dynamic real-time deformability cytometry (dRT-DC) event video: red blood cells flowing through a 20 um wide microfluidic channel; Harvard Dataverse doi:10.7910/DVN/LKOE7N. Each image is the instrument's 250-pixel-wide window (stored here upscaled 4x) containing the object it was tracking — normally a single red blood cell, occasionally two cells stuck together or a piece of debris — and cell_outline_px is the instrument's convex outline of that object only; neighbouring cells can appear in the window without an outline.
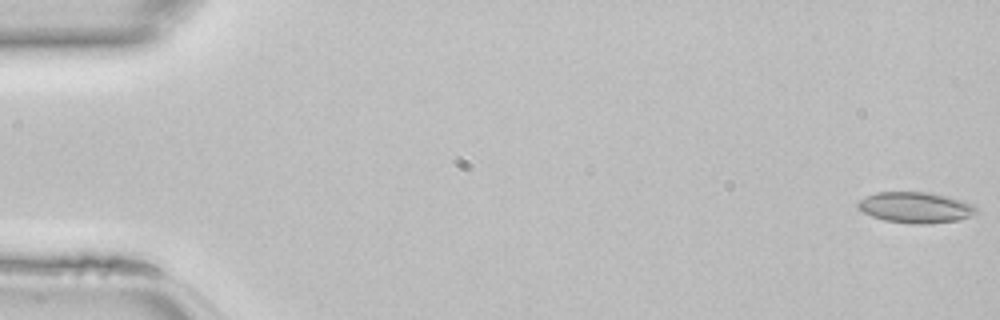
{"species": "common noctule bat (a hibernating species)", "species_latin": "Nyctalus noctula", "temperature_condition": "room temperature", "stored_images_in_passage": 46, "camera_frame_rate_fps": 3000, "um_per_image_px": 0.085, "animal": {"sex": "female", "body_mass_g": 22.7, "forearm_length_mm": 54.2}, "frame": {"image": 1, "passage_image": 1, "time_ms": 0.0, "image_size_px": [1000, 320], "cell_outline_px": [[980, 212], [956, 220], [924, 224], [908, 224], [884, 220], [872, 216], [856, 208], [856, 204], [860, 200], [876, 192], [924, 192], [948, 196], [972, 204]], "centroid_in_image_um": [77.79, 17.64], "position_along_channel_um": 7.2, "area_um2": 21.15}}
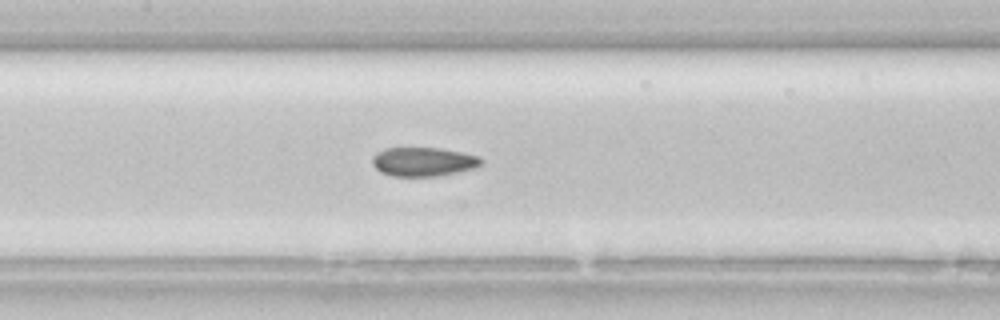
{"frame": {"image": 2, "passage_image": 22, "time_ms": 7.0, "image_size_px": [1000, 320], "cell_outline_px": [[484, 160], [480, 164], [472, 168], [456, 172], [436, 176], [392, 176], [380, 172], [372, 164], [372, 156], [376, 152], [384, 148], [440, 148], [464, 152], [480, 156]], "centroid_in_image_um": [35.96, 13.73], "position_along_channel_um": 171.4, "area_um2": 18.44}}
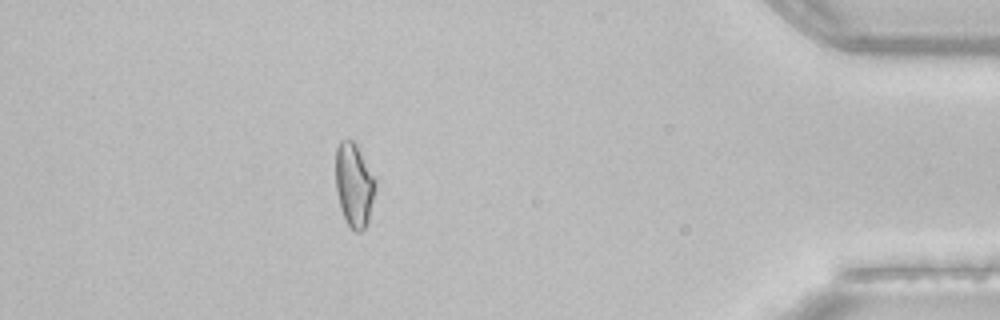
{"frame": {"image": 3, "passage_image": 41, "time_ms": 13.333, "image_size_px": [1000, 320], "cell_outline_px": [[376, 188], [368, 220], [364, 228], [360, 232], [356, 232], [348, 224], [340, 208], [336, 192], [336, 148], [340, 140], [352, 140], [356, 144], [376, 176]], "centroid_in_image_um": [30.11, 15.69], "position_along_channel_um": 405.1, "area_um2": 19.54}}